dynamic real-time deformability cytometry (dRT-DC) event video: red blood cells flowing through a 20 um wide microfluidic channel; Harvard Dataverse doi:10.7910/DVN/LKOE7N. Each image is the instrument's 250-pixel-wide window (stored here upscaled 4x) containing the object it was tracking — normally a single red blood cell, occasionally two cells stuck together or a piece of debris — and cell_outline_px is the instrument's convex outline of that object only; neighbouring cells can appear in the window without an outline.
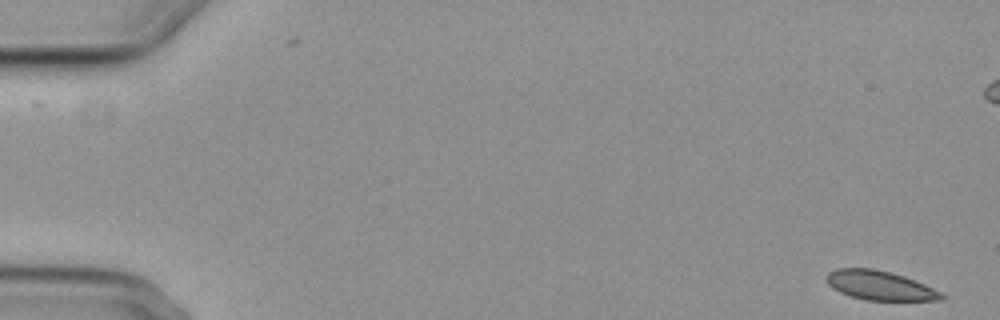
{"species": "common noctule bat (a hibernating species)", "species_latin": "Nyctalus noctula", "temperature_condition": "cold", "stored_images_in_passage": 10, "camera_frame_rate_fps": 3000, "um_per_image_px": 0.085, "animal": {"sex": "female", "body_mass_g": 29.2, "forearm_length_mm": 56.3}, "frame": {"image": 1, "passage_image": 1, "time_ms": 0.0, "image_size_px": [1000, 320], "cell_outline_px": [[944, 300], [864, 300], [840, 292], [832, 288], [824, 280], [824, 276], [828, 272], [836, 268], [876, 268], [892, 272], [916, 280], [940, 292], [944, 296]], "centroid_in_image_um": [74.73, 24.24], "position_along_channel_um": 10.3, "area_um2": 19.77}}
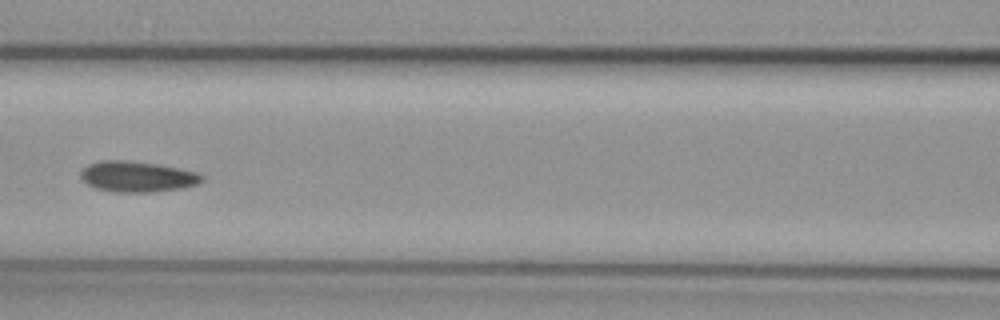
{"frame": {"image": 2, "passage_image": 7, "time_ms": 8.0, "image_size_px": [1000, 320], "cell_outline_px": [[204, 180], [196, 184], [180, 188], [152, 192], [112, 192], [96, 188], [88, 184], [80, 176], [80, 172], [88, 164], [100, 160], [128, 160], [160, 164], [180, 168], [196, 172], [204, 176]], "centroid_in_image_um": [11.66, 15.0], "position_along_channel_um": 154.9, "area_um2": 21.79}}
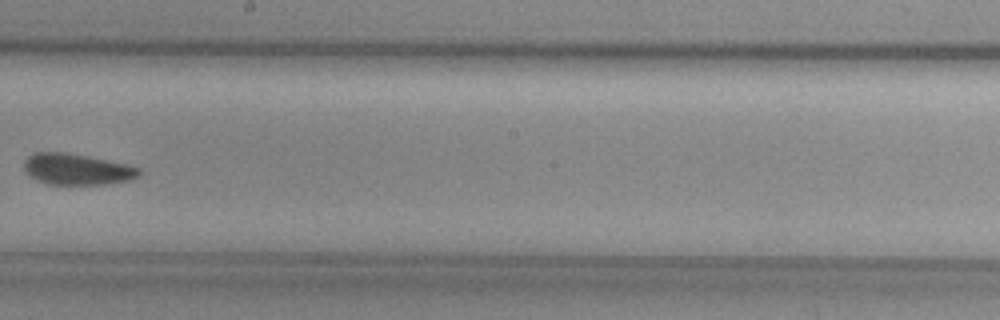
{"frame": {"image": 3, "passage_image": 9, "time_ms": 10.333, "image_size_px": [1000, 320], "cell_outline_px": [[140, 176], [132, 180], [104, 184], [48, 184], [36, 180], [24, 172], [24, 160], [32, 152], [64, 152], [88, 156], [128, 164], [140, 168]], "centroid_in_image_um": [6.53, 14.38], "position_along_channel_um": 241.7, "area_um2": 21.1}}